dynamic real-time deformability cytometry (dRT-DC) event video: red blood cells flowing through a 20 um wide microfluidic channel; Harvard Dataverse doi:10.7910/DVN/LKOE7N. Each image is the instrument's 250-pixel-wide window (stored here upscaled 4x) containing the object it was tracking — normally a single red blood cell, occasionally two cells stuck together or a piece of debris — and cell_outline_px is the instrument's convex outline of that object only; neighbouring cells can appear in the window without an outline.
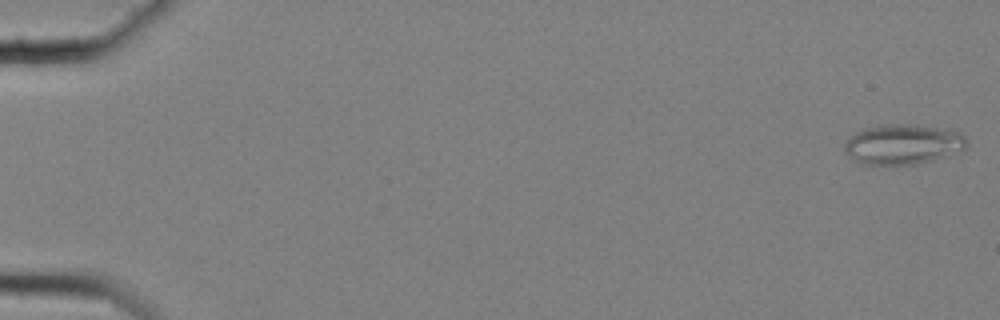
{"species": "common noctule bat (a hibernating species)", "species_latin": "Nyctalus noctula", "temperature_condition": "cold", "stored_images_in_passage": 48, "camera_frame_rate_fps": 3000, "um_per_image_px": 0.085, "animal": {"sex": "female", "body_mass_g": 25.1}, "frame": {"image": 1, "passage_image": 1, "time_ms": 0.0, "image_size_px": [1000, 320], "cell_outline_px": [[968, 144], [964, 148], [944, 156], [932, 160], [916, 164], [864, 164], [848, 156], [844, 152], [844, 144], [856, 132], [864, 128], [884, 124], [912, 124], [960, 132], [968, 140]], "centroid_in_image_um": [76.73, 12.26], "position_along_channel_um": 8.3, "area_um2": 28.15}}
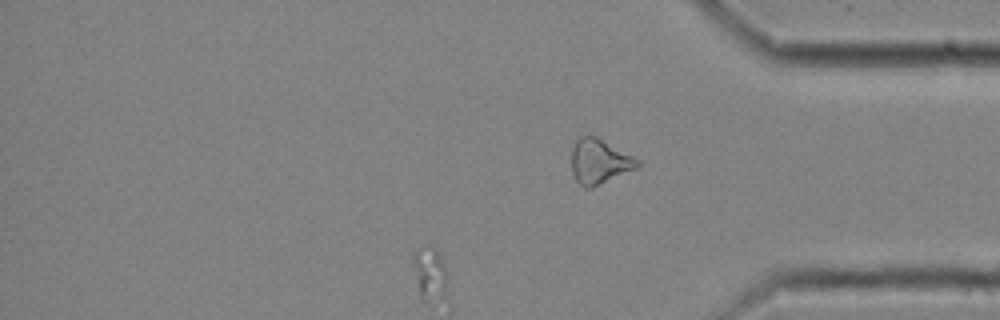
{"frame": {"image": 2, "passage_image": 48, "time_ms": 15.667, "image_size_px": [1000, 320], "cell_outline_px": [[640, 164], [636, 168], [592, 188], [584, 188], [576, 180], [572, 172], [572, 148], [576, 140], [580, 136], [596, 136], [640, 160]], "centroid_in_image_um": [50.93, 13.73], "position_along_channel_um": 384.3, "area_um2": 17.05}}